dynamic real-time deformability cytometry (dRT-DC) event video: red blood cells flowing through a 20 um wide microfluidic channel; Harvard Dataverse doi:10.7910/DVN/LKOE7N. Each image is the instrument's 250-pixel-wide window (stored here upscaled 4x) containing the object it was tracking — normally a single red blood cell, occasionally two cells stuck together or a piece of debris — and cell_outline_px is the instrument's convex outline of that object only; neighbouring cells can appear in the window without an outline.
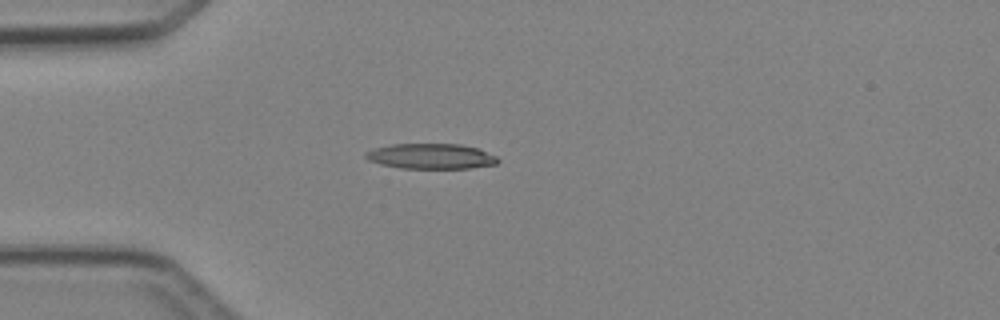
{"species": "Egyptian fruit bat (a non-hibernating species)", "species_latin": "Rousettus aegyptiacus", "temperature_condition": "cold", "stored_images_in_passage": 3, "camera_frame_rate_fps": 3000, "um_per_image_px": 0.085, "animal": {"sex": "female"}, "frame": {"image": 1, "passage_image": 2, "time_ms": 1.333, "image_size_px": [1000, 320], "cell_outline_px": [[500, 160], [496, 164], [472, 168], [400, 168], [380, 164], [368, 160], [364, 156], [364, 152], [376, 148], [392, 144], [460, 144], [480, 148], [496, 156]], "centroid_in_image_um": [36.65, 13.28], "position_along_channel_um": 48.3, "area_um2": 19.59}}